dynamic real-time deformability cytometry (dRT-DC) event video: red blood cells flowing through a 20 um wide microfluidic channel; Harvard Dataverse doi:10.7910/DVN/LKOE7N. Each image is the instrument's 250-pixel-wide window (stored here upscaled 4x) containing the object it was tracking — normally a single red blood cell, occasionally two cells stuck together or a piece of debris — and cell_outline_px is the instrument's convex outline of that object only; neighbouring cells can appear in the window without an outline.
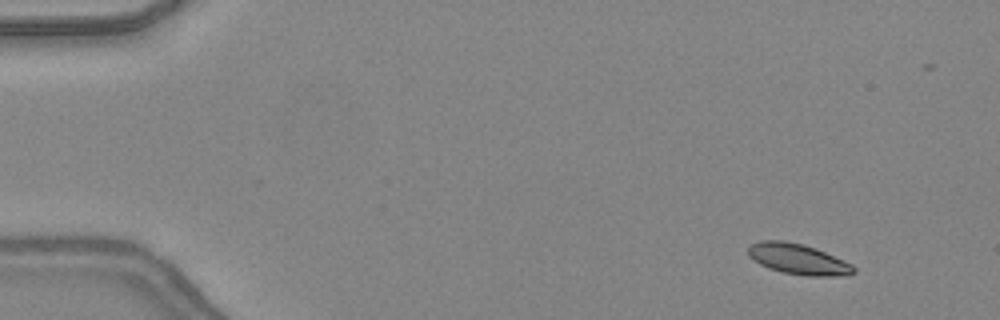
{"species": "common noctule bat (a hibernating species)", "species_latin": "Nyctalus noctula", "temperature_condition": "warm", "stored_images_in_passage": 48, "camera_frame_rate_fps": 3000, "um_per_image_px": 0.085, "animal": {"sex": "female", "body_mass_g": 24.6, "forearm_length_mm": 56.2}, "frame": {"image": 1, "passage_image": 4, "time_ms": 1.0, "image_size_px": [1000, 320], "cell_outline_px": [[856, 272], [848, 276], [808, 276], [784, 272], [768, 268], [752, 260], [748, 256], [748, 248], [752, 244], [760, 240], [784, 240], [804, 244], [816, 248], [852, 264], [856, 268]], "centroid_in_image_um": [67.85, 22.02], "position_along_channel_um": 17.1, "area_um2": 19.02}}
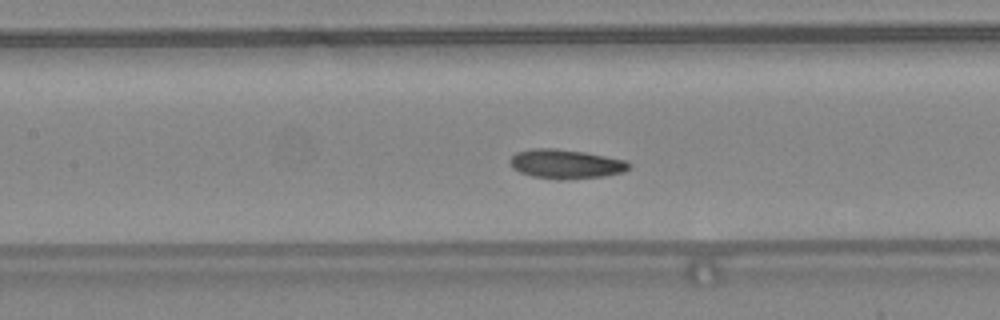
{"frame": {"image": 2, "passage_image": 22, "time_ms": 7.0, "image_size_px": [1000, 320], "cell_outline_px": [[632, 164], [624, 172], [604, 176], [564, 180], [560, 180], [532, 176], [520, 172], [512, 168], [508, 160], [516, 152], [532, 148], [556, 148], [584, 152], [624, 160]], "centroid_in_image_um": [48.06, 13.94], "position_along_channel_um": 159.3, "area_um2": 20.35}}
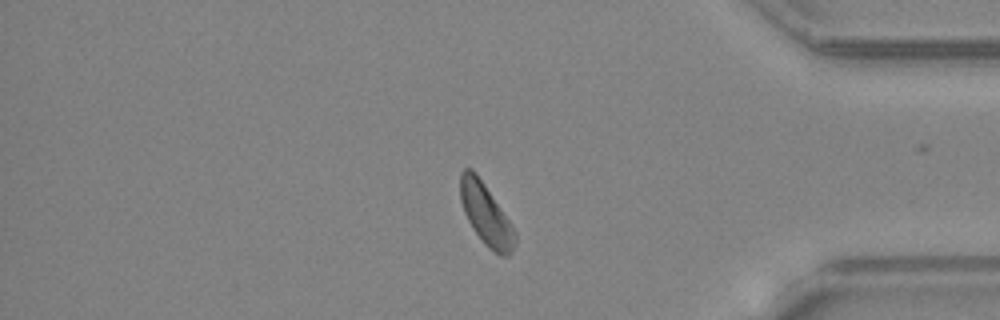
{"frame": {"image": 3, "passage_image": 40, "time_ms": 13.0, "image_size_px": [1000, 320], "cell_outline_px": [[516, 244], [512, 252], [508, 256], [500, 256], [488, 248], [484, 244], [472, 228], [464, 212], [460, 200], [460, 172], [464, 168], [472, 168], [476, 172], [516, 232]], "centroid_in_image_um": [41.29, 18.24], "position_along_channel_um": 393.9, "area_um2": 19.48}, "authors_computed_cell_mechanics": {"area_um2": 19.2763, "velocity_mm_per_s": 4.3464, "shape_relaxation_time_tau1_ms": 2.5456, "shape_relaxation_time_tau2_ms": 10.0498, "deformation_change_tau1": 0.0874, "deformation_change_tau2": 0.1925}}